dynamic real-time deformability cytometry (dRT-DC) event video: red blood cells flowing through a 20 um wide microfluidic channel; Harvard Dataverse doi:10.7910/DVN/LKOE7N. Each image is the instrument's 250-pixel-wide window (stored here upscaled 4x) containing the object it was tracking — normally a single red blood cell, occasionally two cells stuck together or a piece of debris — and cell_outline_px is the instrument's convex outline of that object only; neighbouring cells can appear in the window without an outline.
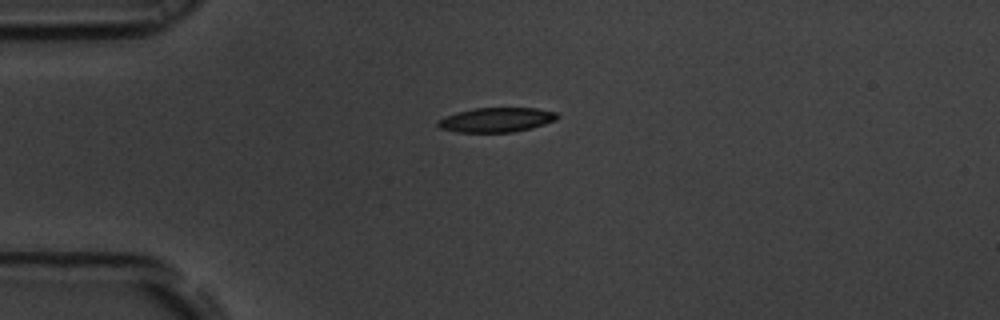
{"species": "common noctule bat (a hibernating species)", "species_latin": "Nyctalus noctula", "temperature_condition": "room temperature", "stored_images_in_passage": 43, "camera_frame_rate_fps": 3000, "um_per_image_px": 0.085, "animal": {"sex": "male", "body_mass_g": 19.5, "forearm_length_mm": 54.6}, "frame": {"image": 1, "passage_image": 1, "time_ms": 0.0, "image_size_px": [1000, 320], "cell_outline_px": [[560, 116], [556, 120], [544, 124], [512, 132], [460, 132], [440, 128], [436, 124], [436, 120], [444, 116], [456, 112], [476, 108], [536, 108], [556, 112]], "centroid_in_image_um": [42.16, 10.18], "position_along_channel_um": 42.8, "area_um2": 16.99}}
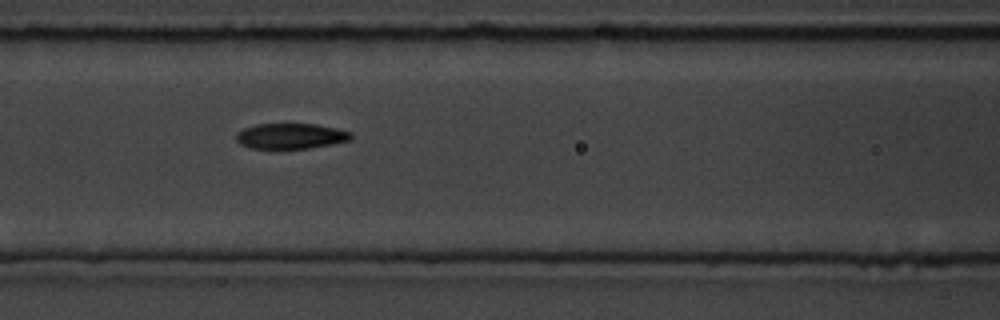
{"frame": {"image": 2, "passage_image": 11, "time_ms": 3.333, "image_size_px": [1000, 320], "cell_outline_px": [[352, 140], [332, 144], [308, 148], [252, 148], [240, 144], [236, 140], [236, 132], [244, 128], [256, 124], [316, 124], [336, 128], [352, 132]], "centroid_in_image_um": [24.72, 11.56], "position_along_channel_um": 141.9, "area_um2": 17.05}}
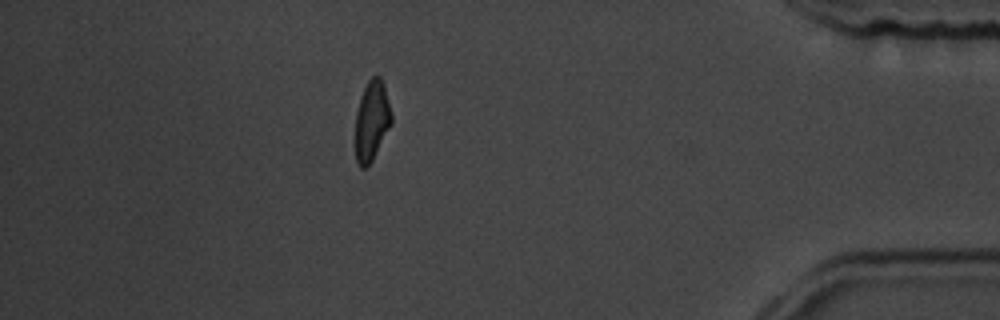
{"frame": {"image": 3, "passage_image": 36, "time_ms": 11.667, "image_size_px": [1000, 320], "cell_outline_px": [[392, 124], [372, 160], [364, 168], [360, 168], [356, 160], [356, 112], [360, 96], [368, 80], [372, 76], [380, 76], [384, 84], [392, 112]], "centroid_in_image_um": [31.62, 10.23], "position_along_channel_um": 403.6, "area_um2": 16.88}, "authors_computed_cell_mechanics": {"area_um2": 17.5712, "velocity_mm_per_s": 3.6805, "shape_relaxation_time_tau1_ms": 4.248, "shape_relaxation_time_tau2_ms": 3.5498, "deformation_change_tau1": 0.1644, "deformation_change_tau2": 0.0934}}